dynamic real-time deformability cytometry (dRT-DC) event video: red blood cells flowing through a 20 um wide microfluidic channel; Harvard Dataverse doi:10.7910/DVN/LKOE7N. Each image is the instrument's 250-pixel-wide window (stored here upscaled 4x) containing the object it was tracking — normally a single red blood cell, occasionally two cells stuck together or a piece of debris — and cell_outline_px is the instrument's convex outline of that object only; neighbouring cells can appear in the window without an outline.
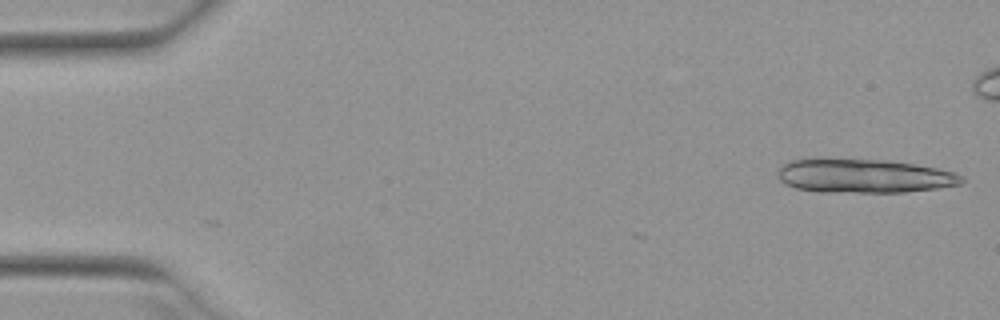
{"species": "Egyptian fruit bat (a non-hibernating species)", "species_latin": "Rousettus aegyptiacus", "temperature_condition": "warm", "stored_images_in_passage": 6, "camera_frame_rate_fps": 3000, "um_per_image_px": 0.085, "animal": {"sex": "female"}, "frame": {"image": 1, "passage_image": 1, "time_ms": 0.0, "image_size_px": [1000, 320], "cell_outline_px": [[964, 180], [960, 184], [936, 188], [904, 192], [816, 192], [796, 188], [784, 184], [780, 180], [776, 172], [788, 160], [820, 156], [888, 160], [916, 164], [956, 172], [964, 176]], "centroid_in_image_um": [73.36, 14.92], "position_along_channel_um": 11.6, "area_um2": 37.51}}